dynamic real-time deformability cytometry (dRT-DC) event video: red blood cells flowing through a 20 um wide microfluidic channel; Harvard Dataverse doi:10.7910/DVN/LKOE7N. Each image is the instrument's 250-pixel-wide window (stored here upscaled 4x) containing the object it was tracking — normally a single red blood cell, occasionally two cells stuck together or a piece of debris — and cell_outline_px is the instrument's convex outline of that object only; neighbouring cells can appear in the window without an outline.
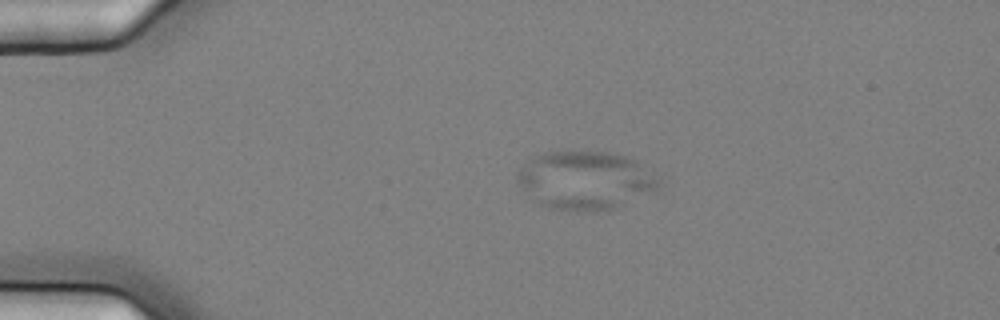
{"species": "common noctule bat (a hibernating species)", "species_latin": "Nyctalus noctula", "temperature_condition": "cold", "stored_images_in_passage": 8, "camera_frame_rate_fps": 3000, "um_per_image_px": 0.085, "animal": {"sex": "female", "body_mass_g": 25.1}, "frame": {"image": 1, "passage_image": 3, "time_ms": 0.667, "image_size_px": [1000, 320], "cell_outline_px": [[660, 184], [656, 188], [612, 208], [596, 212], [548, 208], [532, 200], [516, 180], [516, 176], [520, 168], [524, 164], [536, 156], [544, 152], [604, 152], [624, 156], [636, 160], [656, 172], [660, 176]], "centroid_in_image_um": [49.73, 15.32], "position_along_channel_um": 35.3, "area_um2": 47.57}}
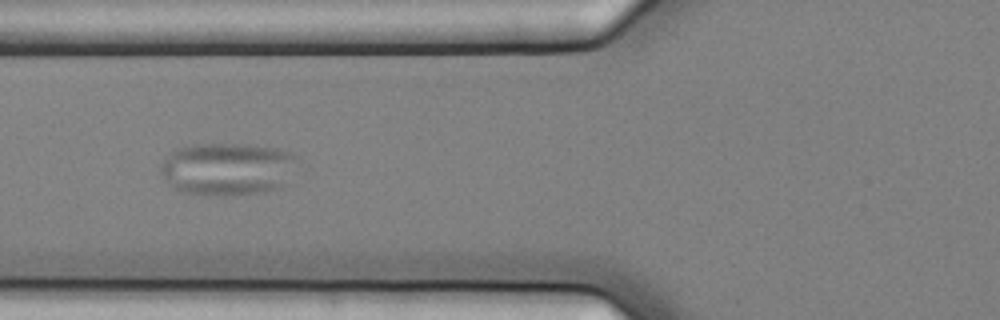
{"frame": {"image": 2, "passage_image": 6, "time_ms": 1.667, "image_size_px": [1000, 320], "cell_outline_px": [[300, 160], [280, 188], [264, 192], [228, 196], [224, 196], [180, 192], [168, 184], [160, 172], [160, 164], [172, 148], [196, 144], [248, 144], [276, 148], [292, 152], [300, 156]], "centroid_in_image_um": [19.32, 14.34], "position_along_channel_um": 106.5, "area_um2": 42.77}}